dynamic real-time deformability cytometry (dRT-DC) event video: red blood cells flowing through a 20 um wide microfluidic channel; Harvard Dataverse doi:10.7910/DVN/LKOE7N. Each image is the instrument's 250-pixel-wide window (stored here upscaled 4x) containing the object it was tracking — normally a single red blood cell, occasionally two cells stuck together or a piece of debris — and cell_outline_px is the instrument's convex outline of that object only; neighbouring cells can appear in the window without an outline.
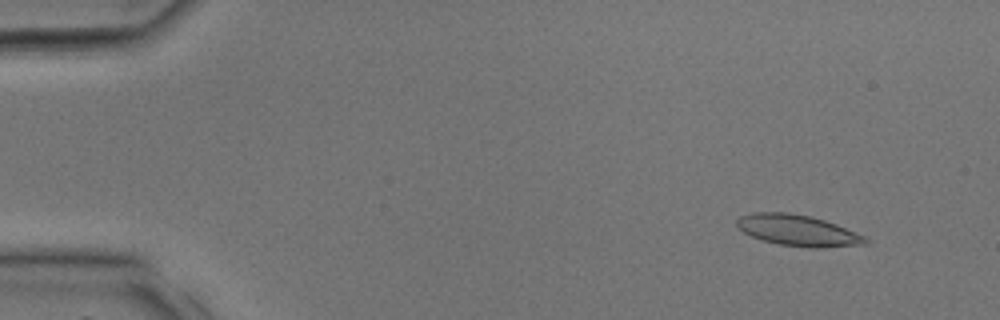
{"species": "common noctule bat (a hibernating species)", "species_latin": "Nyctalus noctula", "temperature_condition": "room temperature", "stored_images_in_passage": 20, "camera_frame_rate_fps": 3000, "um_per_image_px": 0.085, "animal": {"sex": "male", "body_mass_g": 17.9, "forearm_length_mm": 54.2}, "frame": {"image": 1, "passage_image": 3, "time_ms": 0.667, "image_size_px": [1000, 320], "cell_outline_px": [[868, 244], [820, 248], [808, 248], [780, 244], [764, 240], [752, 236], [744, 232], [736, 224], [736, 220], [740, 216], [752, 212], [788, 212], [812, 216], [836, 224], [864, 236], [868, 240]], "centroid_in_image_um": [67.82, 19.58], "position_along_channel_um": 17.2, "area_um2": 23.24}}
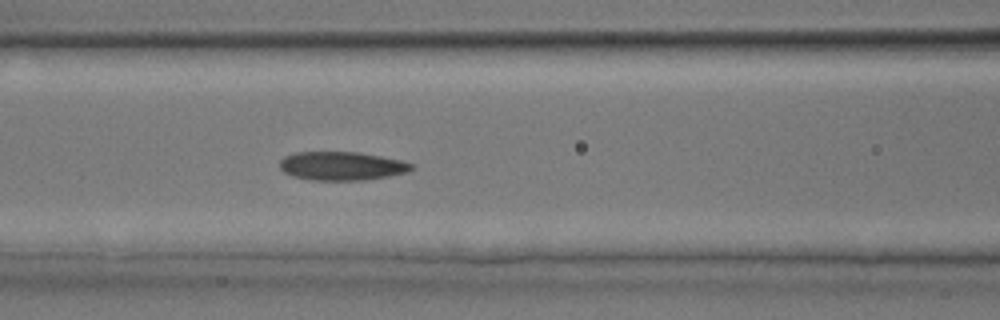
{"frame": {"image": 2, "passage_image": 14, "time_ms": 4.333, "image_size_px": [1000, 320], "cell_outline_px": [[412, 168], [408, 172], [388, 176], [364, 180], [312, 180], [292, 176], [284, 172], [280, 168], [280, 160], [284, 156], [296, 152], [356, 152], [380, 156], [400, 160], [412, 164]], "centroid_in_image_um": [29.01, 14.11], "position_along_channel_um": 137.6, "area_um2": 21.85}}
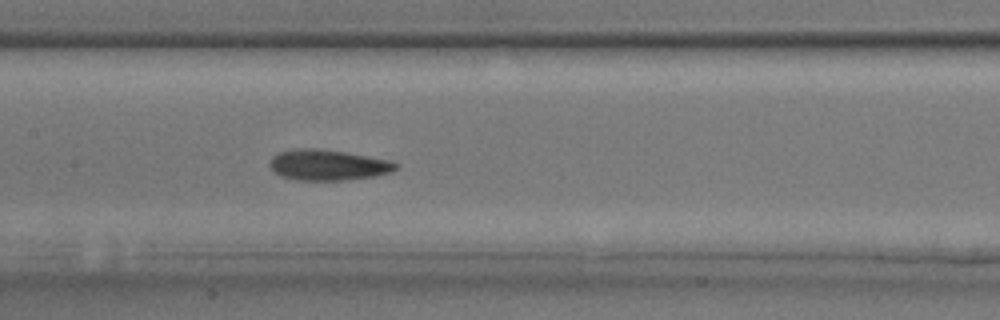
{"frame": {"image": 3, "passage_image": 16, "time_ms": 5.0, "image_size_px": [1000, 320], "cell_outline_px": [[400, 164], [396, 168], [388, 172], [372, 176], [340, 180], [296, 180], [280, 176], [268, 164], [272, 156], [280, 152], [300, 148], [316, 148], [344, 152], [388, 160]], "centroid_in_image_um": [27.82, 14.02], "position_along_channel_um": 179.6, "area_um2": 22.14}}